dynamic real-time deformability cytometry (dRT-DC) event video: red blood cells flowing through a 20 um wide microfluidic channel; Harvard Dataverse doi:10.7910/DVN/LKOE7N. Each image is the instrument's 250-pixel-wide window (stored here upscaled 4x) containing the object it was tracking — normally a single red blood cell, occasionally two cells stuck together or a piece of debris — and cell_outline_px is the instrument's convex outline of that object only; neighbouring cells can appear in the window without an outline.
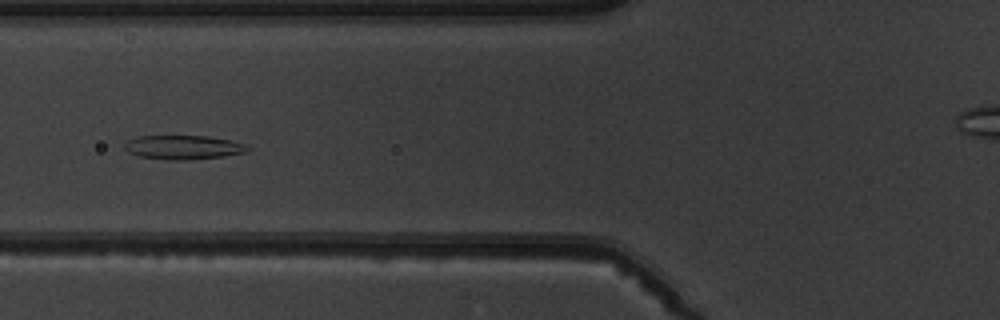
{"species": "common noctule bat (a hibernating species)", "species_latin": "Nyctalus noctula", "temperature_condition": "warm", "stored_images_in_passage": 7, "camera_frame_rate_fps": 3000, "um_per_image_px": 0.085, "animal": {"sex": "male", "body_mass_g": 19.5, "forearm_length_mm": 54.6}, "frame": {"image": 1, "passage_image": 7, "time_ms": 6.667, "image_size_px": [1000, 320], "cell_outline_px": [[252, 148], [248, 152], [224, 156], [188, 160], [168, 160], [140, 156], [128, 152], [124, 148], [124, 144], [128, 140], [140, 136], [208, 136], [232, 140], [244, 144]], "centroid_in_image_um": [15.62, 12.52], "position_along_channel_um": 110.2, "area_um2": 17.34}}